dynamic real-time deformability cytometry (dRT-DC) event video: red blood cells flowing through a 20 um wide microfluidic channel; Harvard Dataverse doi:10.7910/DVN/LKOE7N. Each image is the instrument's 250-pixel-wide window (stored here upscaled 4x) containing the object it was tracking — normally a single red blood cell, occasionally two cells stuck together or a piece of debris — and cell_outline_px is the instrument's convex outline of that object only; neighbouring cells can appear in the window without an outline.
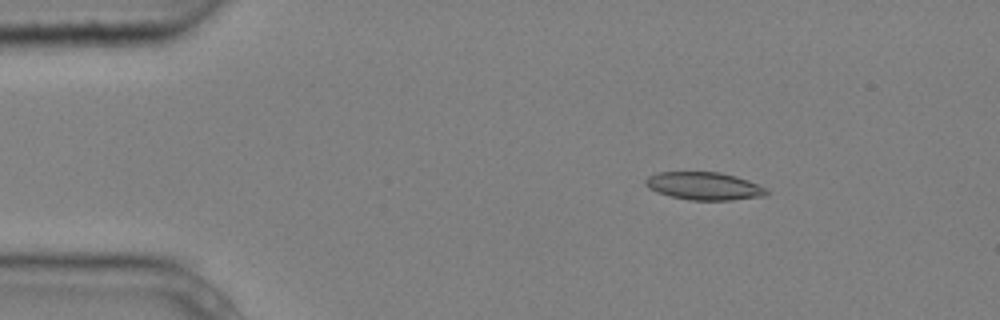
{"species": "common noctule bat (a hibernating species)", "species_latin": "Nyctalus noctula", "temperature_condition": "cold", "stored_images_in_passage": 4, "camera_frame_rate_fps": 3000, "um_per_image_px": 0.085, "animal": {"sex": "male", "body_mass_g": 20.4}, "frame": {"image": 1, "passage_image": 2, "time_ms": 0.333, "image_size_px": [1000, 320], "cell_outline_px": [[768, 196], [732, 200], [688, 200], [672, 196], [648, 188], [644, 184], [644, 180], [648, 176], [656, 172], [720, 172], [736, 176], [748, 180], [768, 188]], "centroid_in_image_um": [59.89, 15.81], "position_along_channel_um": 25.1, "area_um2": 19.77}}